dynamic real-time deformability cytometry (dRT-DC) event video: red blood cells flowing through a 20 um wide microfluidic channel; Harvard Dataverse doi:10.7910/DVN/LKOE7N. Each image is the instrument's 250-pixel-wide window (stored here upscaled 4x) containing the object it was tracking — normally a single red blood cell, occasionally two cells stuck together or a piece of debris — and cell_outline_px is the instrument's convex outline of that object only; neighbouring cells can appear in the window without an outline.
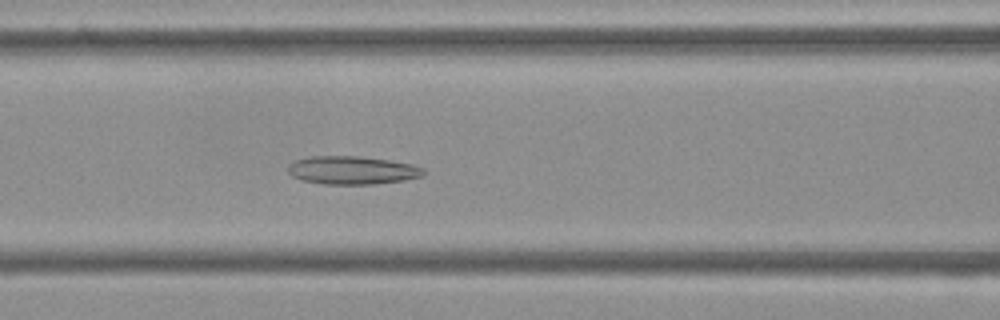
{"species": "Egyptian fruit bat (a non-hibernating species)", "species_latin": "Rousettus aegyptiacus", "temperature_condition": "cold", "stored_images_in_passage": 53, "camera_frame_rate_fps": 3000, "um_per_image_px": 0.085, "frame": {"image": 1, "passage_image": 21, "time_ms": 6.667, "image_size_px": [1000, 320], "cell_outline_px": [[424, 172], [420, 176], [404, 180], [372, 184], [324, 184], [300, 180], [292, 176], [288, 172], [288, 164], [296, 160], [308, 156], [356, 156], [388, 160], [412, 164], [424, 168]], "centroid_in_image_um": [29.88, 14.47], "position_along_channel_um": 136.7, "area_um2": 22.2}}
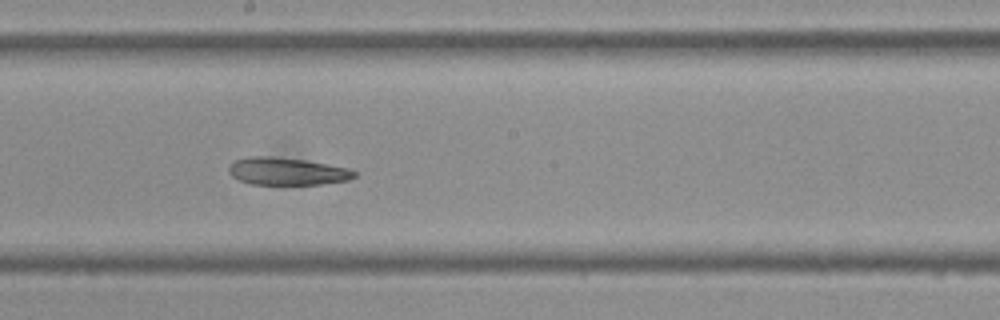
{"frame": {"image": 2, "passage_image": 28, "time_ms": 9.0, "image_size_px": [1000, 320], "cell_outline_px": [[356, 176], [348, 180], [320, 184], [252, 184], [240, 180], [232, 176], [228, 172], [228, 168], [236, 160], [248, 156], [272, 156], [304, 160], [348, 168], [356, 172]], "centroid_in_image_um": [24.38, 14.56], "position_along_channel_um": 223.8, "area_um2": 19.88}}
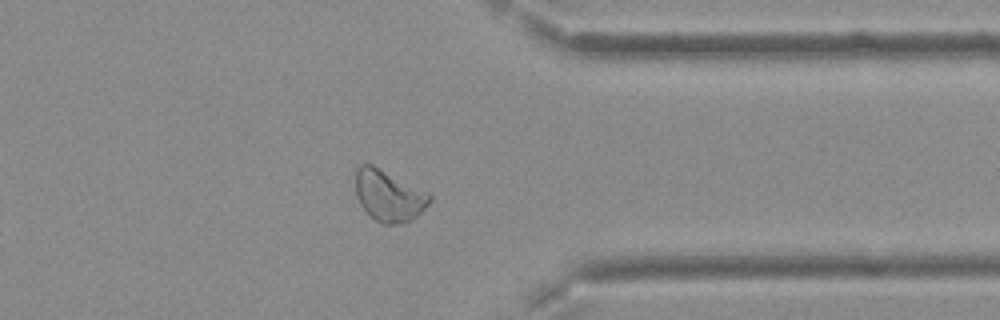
{"frame": {"image": 3, "passage_image": 41, "time_ms": 13.333, "image_size_px": [1000, 320], "cell_outline_px": [[432, 200], [416, 216], [400, 224], [380, 224], [360, 204], [356, 196], [356, 168], [360, 164], [372, 164], [432, 192]], "centroid_in_image_um": [33.08, 16.6], "position_along_channel_um": 378.3, "area_um2": 22.37}, "authors_computed_cell_mechanics": {"area_um2": 23.2356, "velocity_mm_per_s": 3.7397, "shape_relaxation_time_tau1_ms": null, "shape_relaxation_time_tau2_ms": 6.5304, "deformation_change_tau1": null, "deformation_change_tau2": 0.1483}}